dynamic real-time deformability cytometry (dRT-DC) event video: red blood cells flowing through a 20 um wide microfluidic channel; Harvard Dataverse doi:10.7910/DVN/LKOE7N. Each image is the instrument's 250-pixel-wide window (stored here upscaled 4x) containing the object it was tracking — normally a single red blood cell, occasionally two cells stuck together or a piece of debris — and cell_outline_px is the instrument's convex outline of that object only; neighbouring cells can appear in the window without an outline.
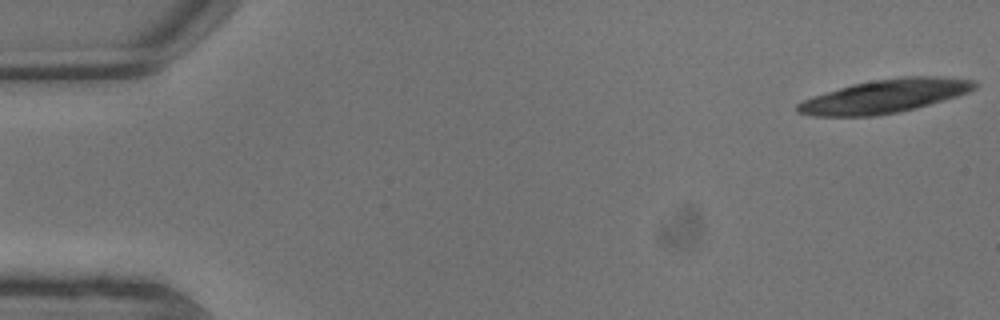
{"species": "common noctule bat (a hibernating species)", "species_latin": "Nyctalus noctula", "temperature_condition": "warm", "stored_images_in_passage": 8, "camera_frame_rate_fps": 3000, "um_per_image_px": 0.085, "animal": {"sex": "male", "body_mass_g": 13.3}, "frame": {"image": 1, "passage_image": 1, "time_ms": 0.0, "image_size_px": [1000, 320], "cell_outline_px": [[976, 88], [968, 92], [956, 96], [916, 108], [876, 116], [816, 116], [796, 112], [796, 104], [812, 96], [852, 84], [872, 80], [904, 76], [936, 76], [972, 80], [976, 84]], "centroid_in_image_um": [75.17, 8.17], "position_along_channel_um": 9.8, "area_um2": 34.28}}
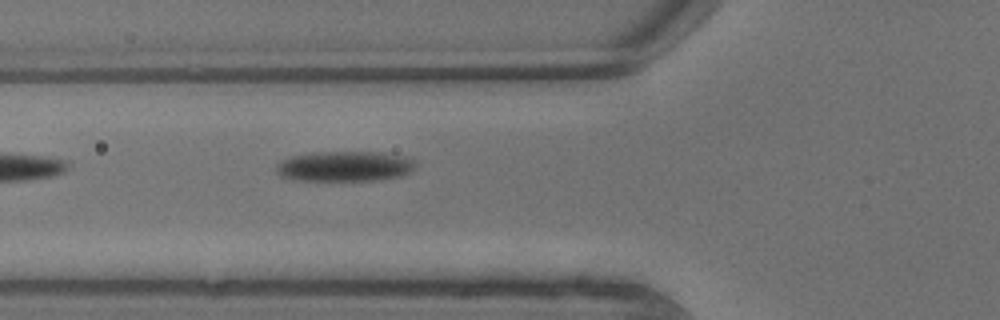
{"frame": {"image": 2, "passage_image": 8, "time_ms": 2.333, "image_size_px": [1000, 320], "cell_outline_px": [[416, 164], [408, 172], [400, 176], [376, 180], [300, 180], [280, 176], [276, 172], [276, 164], [280, 160], [292, 156], [312, 152], [384, 152], [412, 156]], "centroid_in_image_um": [29.32, 14.11], "position_along_channel_um": 96.5, "area_um2": 24.74}}